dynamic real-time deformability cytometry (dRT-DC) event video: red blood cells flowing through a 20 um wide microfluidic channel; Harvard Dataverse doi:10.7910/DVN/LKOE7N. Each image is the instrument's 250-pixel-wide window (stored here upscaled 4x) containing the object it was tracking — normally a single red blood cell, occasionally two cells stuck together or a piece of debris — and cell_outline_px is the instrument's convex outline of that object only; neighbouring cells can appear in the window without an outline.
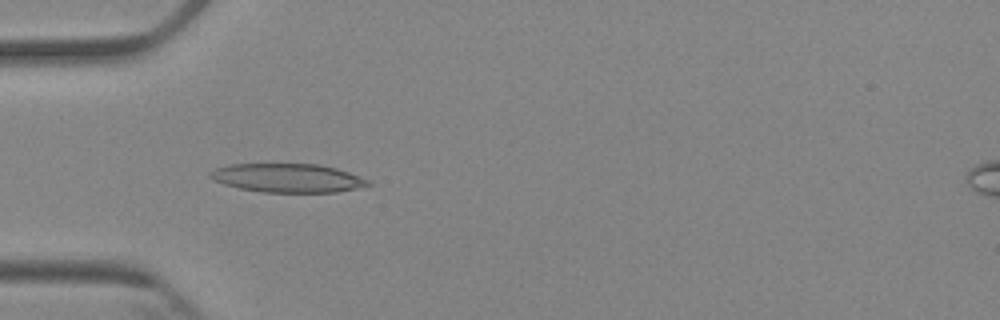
{"species": "Egyptian fruit bat (a non-hibernating species)", "species_latin": "Rousettus aegyptiacus", "temperature_condition": "cold", "stored_images_in_passage": 6, "camera_frame_rate_fps": 3000, "um_per_image_px": 0.085, "animal": {"sex": "female"}, "frame": {"image": 1, "passage_image": 5, "time_ms": 4.667, "image_size_px": [1000, 320], "cell_outline_px": [[372, 184], [356, 188], [336, 192], [264, 192], [240, 188], [224, 184], [212, 180], [208, 176], [208, 172], [216, 168], [228, 164], [320, 164], [336, 168], [348, 172], [368, 180]], "centroid_in_image_um": [24.4, 15.12], "position_along_channel_um": 60.6, "area_um2": 26.36}}
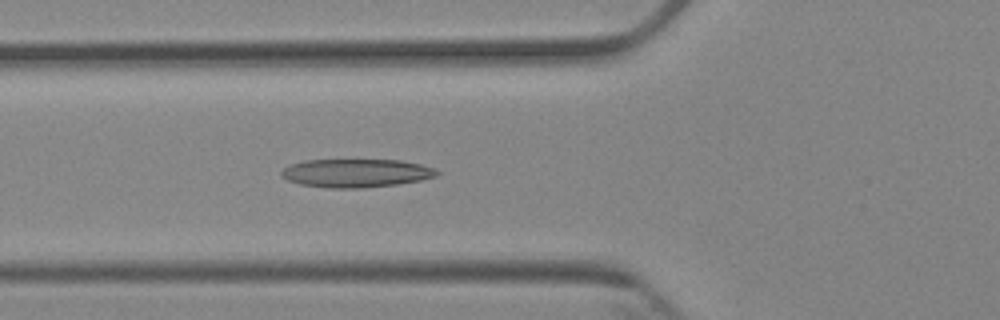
{"frame": {"image": 2, "passage_image": 6, "time_ms": 5.667, "image_size_px": [1000, 320], "cell_outline_px": [[440, 172], [436, 176], [420, 180], [396, 184], [360, 188], [328, 188], [300, 184], [288, 180], [280, 172], [288, 164], [304, 160], [400, 160], [420, 164], [432, 168]], "centroid_in_image_um": [30.23, 14.71], "position_along_channel_um": 95.6, "area_um2": 25.55}}